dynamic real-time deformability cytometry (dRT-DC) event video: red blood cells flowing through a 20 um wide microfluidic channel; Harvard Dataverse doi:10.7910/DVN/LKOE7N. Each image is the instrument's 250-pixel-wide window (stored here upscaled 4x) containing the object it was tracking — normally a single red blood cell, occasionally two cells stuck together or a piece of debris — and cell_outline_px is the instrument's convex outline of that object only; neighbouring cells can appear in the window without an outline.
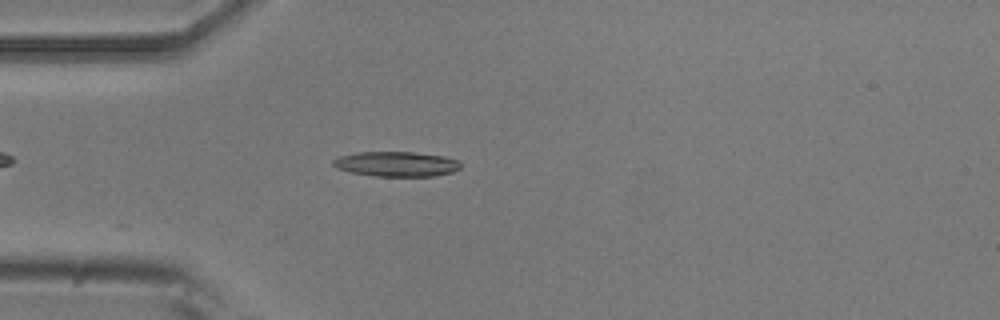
{"species": "common noctule bat (a hibernating species)", "species_latin": "Nyctalus noctula", "temperature_condition": "room temperature", "stored_images_in_passage": 18, "camera_frame_rate_fps": 3000, "um_per_image_px": 0.085, "animal": {"sex": "male", "body_mass_g": 20.5, "forearm_length_mm": 52.5}, "frame": {"image": 1, "passage_image": 1, "time_ms": 0.0, "image_size_px": [1000, 320], "cell_outline_px": [[460, 168], [452, 172], [432, 176], [376, 176], [352, 172], [336, 168], [332, 164], [332, 160], [336, 156], [356, 152], [412, 152], [444, 156], [460, 160]], "centroid_in_image_um": [33.67, 13.93], "position_along_channel_um": 51.3, "area_um2": 18.61}}
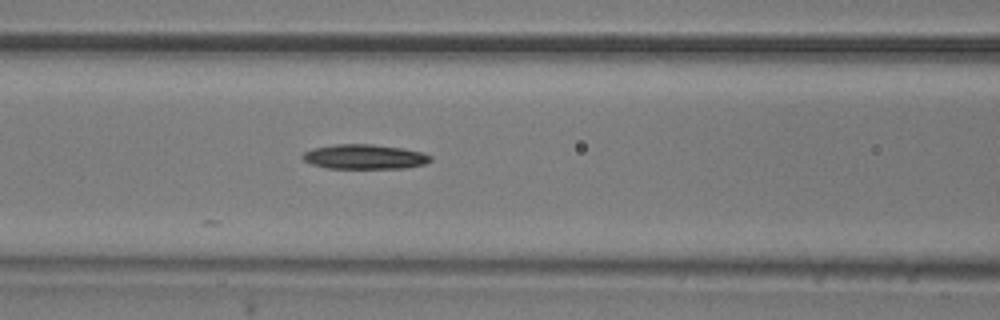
{"frame": {"image": 2, "passage_image": 8, "time_ms": 2.333, "image_size_px": [1000, 320], "cell_outline_px": [[432, 160], [424, 164], [404, 168], [328, 168], [312, 164], [304, 160], [300, 156], [304, 152], [312, 148], [336, 144], [372, 144], [404, 148], [420, 152], [432, 156]], "centroid_in_image_um": [30.97, 13.32], "position_along_channel_um": 135.6, "area_um2": 18.38}}
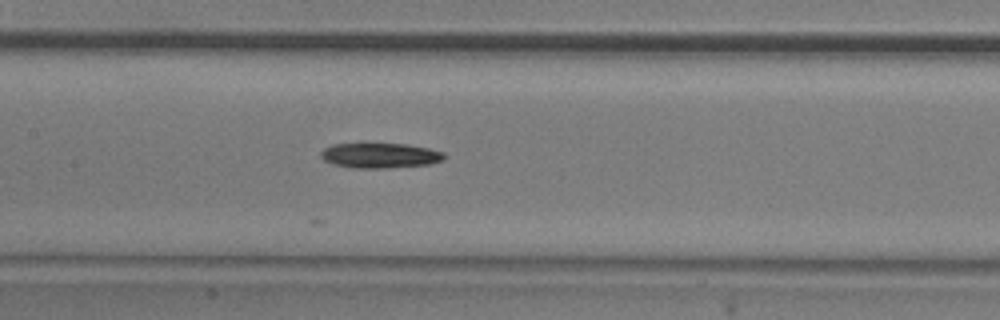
{"frame": {"image": 3, "passage_image": 11, "time_ms": 3.333, "image_size_px": [1000, 320], "cell_outline_px": [[444, 160], [428, 164], [384, 168], [352, 168], [332, 164], [324, 160], [320, 156], [320, 152], [324, 148], [332, 144], [408, 144], [428, 148], [444, 152]], "centroid_in_image_um": [32.27, 13.22], "position_along_channel_um": 175.1, "area_um2": 17.98}}